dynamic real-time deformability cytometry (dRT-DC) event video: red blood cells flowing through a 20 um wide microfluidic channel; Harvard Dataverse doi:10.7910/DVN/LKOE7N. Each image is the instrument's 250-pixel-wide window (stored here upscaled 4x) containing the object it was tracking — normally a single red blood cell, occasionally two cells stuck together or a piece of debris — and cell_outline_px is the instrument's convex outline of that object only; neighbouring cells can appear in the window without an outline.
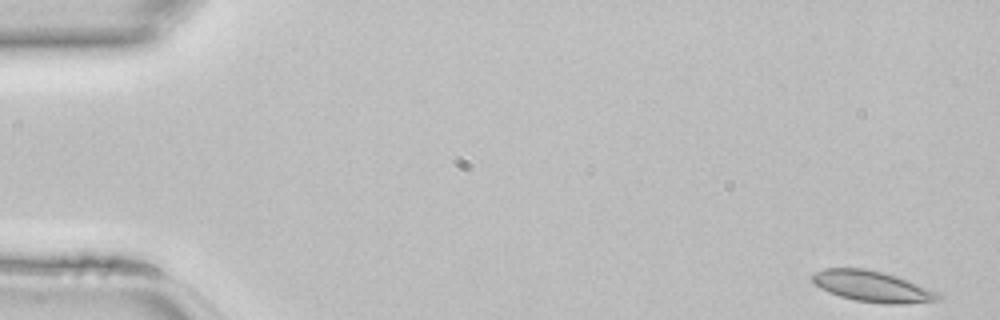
{"species": "common noctule bat (a hibernating species)", "species_latin": "Nyctalus noctula", "temperature_condition": "room temperature", "stored_images_in_passage": 45, "camera_frame_rate_fps": 3000, "um_per_image_px": 0.085, "animal": {"sex": "female", "body_mass_g": 22.7, "forearm_length_mm": 54.2}, "frame": {"image": 1, "passage_image": 1, "time_ms": 0.0, "image_size_px": [1000, 320], "cell_outline_px": [[944, 296], [940, 300], [904, 304], [888, 304], [856, 300], [840, 296], [828, 292], [820, 288], [812, 280], [812, 276], [816, 272], [824, 268], [864, 268], [884, 272], [908, 280], [928, 288]], "centroid_in_image_um": [74.17, 24.34], "position_along_channel_um": 10.8, "area_um2": 22.6}}
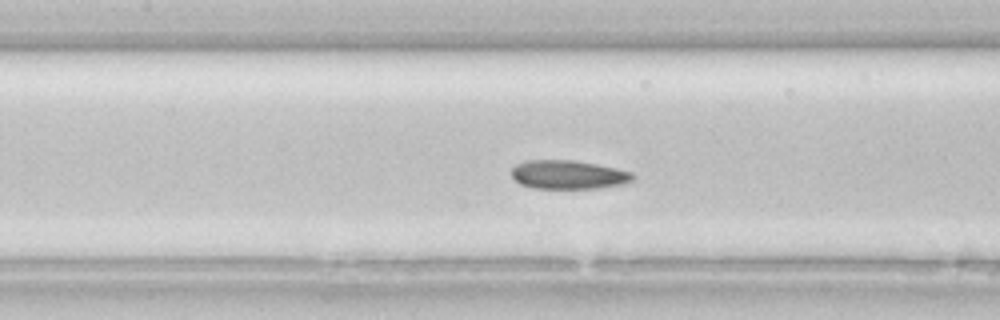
{"frame": {"image": 2, "passage_image": 20, "time_ms": 6.333, "image_size_px": [1000, 320], "cell_outline_px": [[636, 176], [632, 180], [624, 184], [596, 188], [532, 188], [520, 184], [512, 176], [512, 168], [516, 164], [524, 160], [576, 160], [616, 168], [632, 172]], "centroid_in_image_um": [48.31, 14.84], "position_along_channel_um": 159.1, "area_um2": 20.4}}
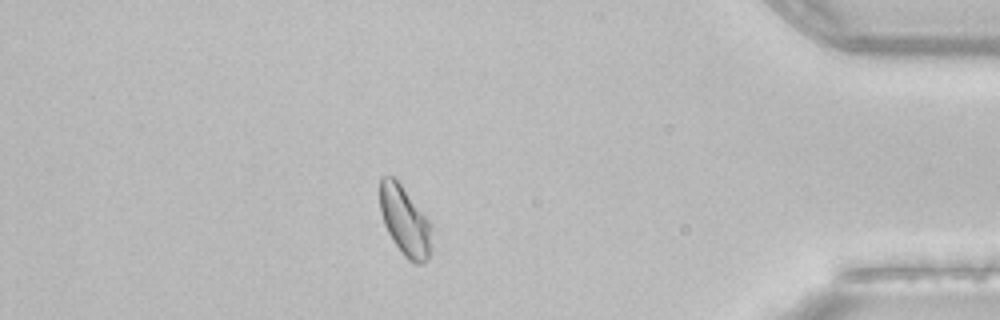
{"frame": {"image": 3, "passage_image": 39, "time_ms": 12.667, "image_size_px": [1000, 320], "cell_outline_px": [[432, 224], [428, 260], [424, 264], [416, 264], [408, 260], [404, 256], [392, 240], [384, 224], [380, 212], [380, 176], [392, 176], [400, 184]], "centroid_in_image_um": [34.4, 18.81], "position_along_channel_um": 400.8, "area_um2": 20.81}}